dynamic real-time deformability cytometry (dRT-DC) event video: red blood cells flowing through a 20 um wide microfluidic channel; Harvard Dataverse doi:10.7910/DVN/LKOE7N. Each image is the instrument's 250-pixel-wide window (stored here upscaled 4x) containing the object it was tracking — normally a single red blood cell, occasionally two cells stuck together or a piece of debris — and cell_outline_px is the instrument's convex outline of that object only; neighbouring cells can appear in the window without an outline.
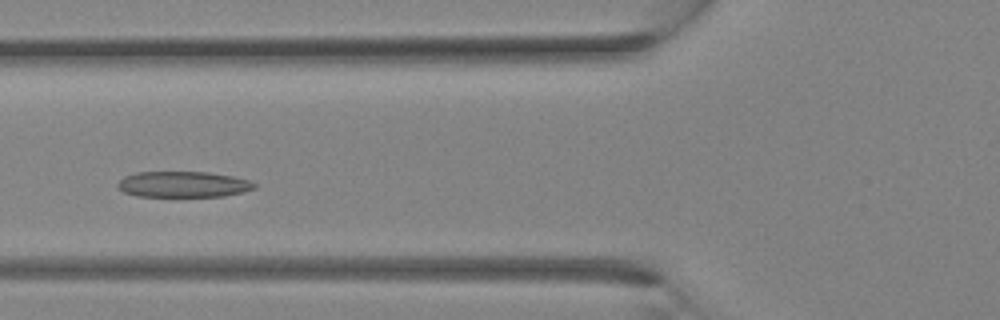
{"species": "Egyptian fruit bat (a non-hibernating species)", "species_latin": "Rousettus aegyptiacus", "temperature_condition": "room temperature", "stored_images_in_passage": 29, "camera_frame_rate_fps": 3000, "um_per_image_px": 0.085, "animal": {"sex": "female"}, "frame": {"image": 1, "passage_image": 9, "time_ms": 2.667, "image_size_px": [1000, 320], "cell_outline_px": [[256, 188], [244, 192], [224, 196], [136, 196], [124, 192], [116, 188], [116, 184], [124, 176], [136, 172], [208, 172], [232, 176], [252, 180], [256, 184]], "centroid_in_image_um": [15.58, 15.67], "position_along_channel_um": 110.2, "area_um2": 20.81}}
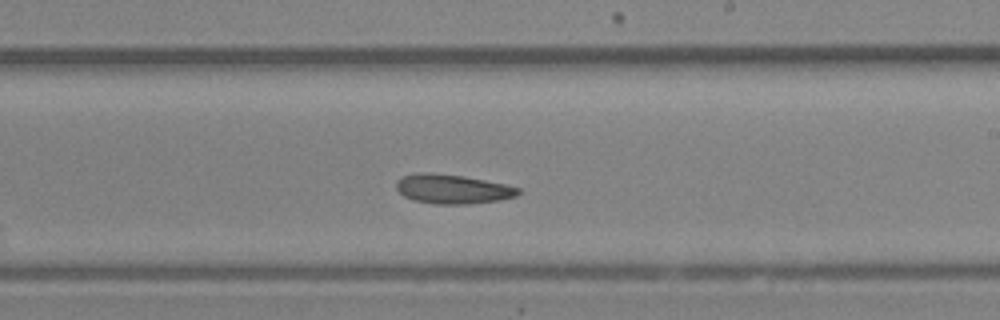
{"frame": {"image": 2, "passage_image": 16, "time_ms": 5.0, "image_size_px": [1000, 320], "cell_outline_px": [[520, 192], [516, 196], [500, 200], [464, 204], [436, 204], [412, 200], [404, 196], [396, 188], [396, 180], [400, 176], [416, 172], [428, 172], [464, 176], [504, 184], [520, 188]], "centroid_in_image_um": [38.41, 16.06], "position_along_channel_um": 250.6, "area_um2": 20.92}}
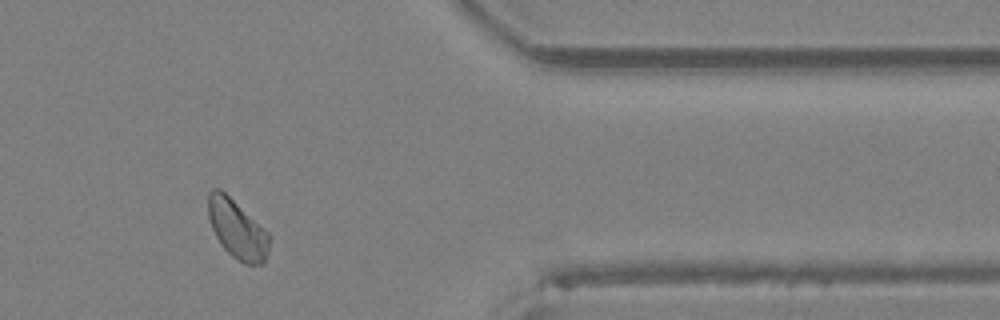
{"frame": {"image": 3, "passage_image": 24, "time_ms": 7.667, "image_size_px": [1000, 320], "cell_outline_px": [[268, 252], [264, 264], [244, 264], [232, 256], [220, 244], [212, 228], [208, 216], [208, 192], [212, 188], [220, 188], [268, 232]], "centroid_in_image_um": [20.13, 19.48], "position_along_channel_um": 391.3, "area_um2": 20.69}}